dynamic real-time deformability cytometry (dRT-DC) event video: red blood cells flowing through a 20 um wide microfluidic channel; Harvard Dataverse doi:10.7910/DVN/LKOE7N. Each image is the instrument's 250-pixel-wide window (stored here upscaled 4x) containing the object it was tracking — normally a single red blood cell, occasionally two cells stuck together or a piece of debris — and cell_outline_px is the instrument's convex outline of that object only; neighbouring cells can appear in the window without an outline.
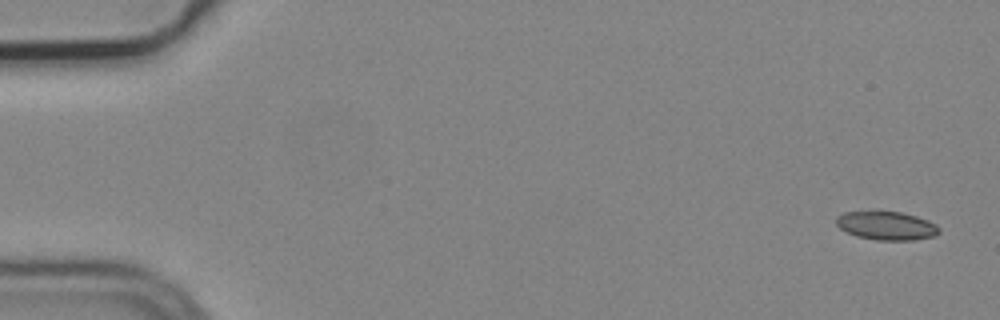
{"species": "common noctule bat (a hibernating species)", "species_latin": "Nyctalus noctula", "temperature_condition": "cold", "stored_images_in_passage": 4, "camera_frame_rate_fps": 3000, "um_per_image_px": 0.085, "animal": {"sex": "male", "body_mass_g": 19.2, "forearm_length_mm": 51.8}, "frame": {"image": 1, "passage_image": 1, "time_ms": 0.0, "image_size_px": [1000, 320], "cell_outline_px": [[940, 232], [936, 236], [912, 240], [876, 240], [856, 236], [840, 228], [836, 224], [836, 216], [844, 212], [876, 208], [880, 208], [900, 212], [916, 216], [928, 220], [936, 224], [940, 228]], "centroid_in_image_um": [75.33, 19.13], "position_along_channel_um": 9.7, "area_um2": 17.92}}
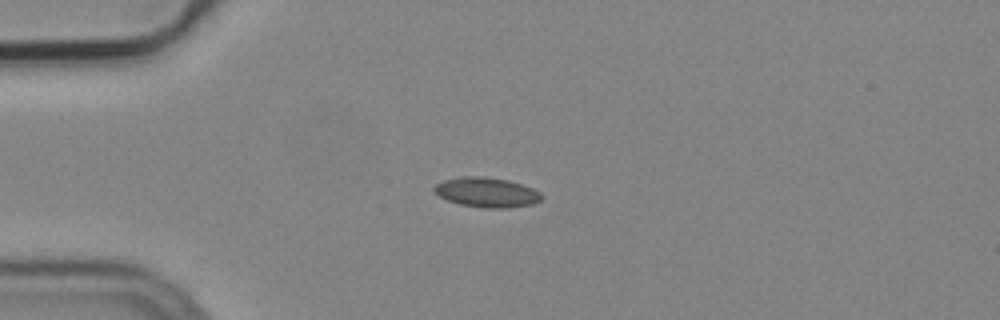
{"frame": {"image": 2, "passage_image": 4, "time_ms": 1.0, "image_size_px": [1000, 320], "cell_outline_px": [[544, 196], [540, 200], [532, 204], [504, 208], [484, 208], [460, 204], [448, 200], [440, 196], [432, 188], [436, 184], [444, 180], [460, 176], [484, 176], [508, 180], [532, 188], [540, 192]], "centroid_in_image_um": [41.37, 16.34], "position_along_channel_um": 43.6, "area_um2": 18.55}}